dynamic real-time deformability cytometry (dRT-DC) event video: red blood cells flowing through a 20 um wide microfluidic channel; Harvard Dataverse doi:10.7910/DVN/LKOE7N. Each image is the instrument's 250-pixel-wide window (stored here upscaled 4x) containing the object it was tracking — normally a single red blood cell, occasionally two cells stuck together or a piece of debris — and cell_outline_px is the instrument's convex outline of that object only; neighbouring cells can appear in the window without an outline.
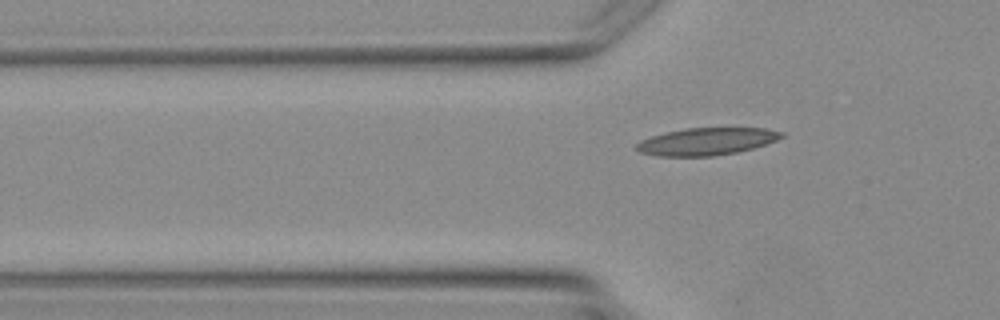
{"species": "Egyptian fruit bat (a non-hibernating species)", "species_latin": "Rousettus aegyptiacus", "temperature_condition": "warm", "stored_images_in_passage": 3, "camera_frame_rate_fps": 3000, "um_per_image_px": 0.085, "animal": {"sex": "female"}, "frame": {"image": 1, "passage_image": 3, "time_ms": 2.333, "image_size_px": [1000, 320], "cell_outline_px": [[784, 136], [776, 140], [752, 148], [736, 152], [712, 156], [660, 156], [640, 152], [636, 148], [636, 144], [640, 140], [652, 136], [684, 128], [764, 128], [784, 132]], "centroid_in_image_um": [60.06, 12.02], "position_along_channel_um": 65.7, "area_um2": 22.83}}